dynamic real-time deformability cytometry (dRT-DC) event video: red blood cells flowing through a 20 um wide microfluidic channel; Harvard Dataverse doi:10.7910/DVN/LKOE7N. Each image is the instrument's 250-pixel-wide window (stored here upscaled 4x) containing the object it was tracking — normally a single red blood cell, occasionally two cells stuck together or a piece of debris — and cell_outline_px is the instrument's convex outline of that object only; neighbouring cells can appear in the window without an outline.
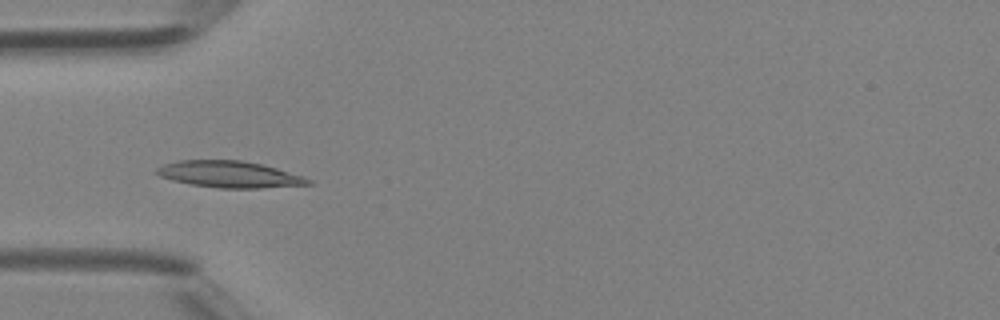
{"species": "Egyptian fruit bat (a non-hibernating species)", "species_latin": "Rousettus aegyptiacus", "temperature_condition": "room temperature", "stored_images_in_passage": 42, "camera_frame_rate_fps": 3000, "um_per_image_px": 0.085, "animal": {"sex": "female"}, "frame": {"image": 1, "passage_image": 13, "time_ms": 4.0, "image_size_px": [1000, 320], "cell_outline_px": [[316, 184], [260, 188], [216, 188], [192, 184], [172, 180], [160, 176], [156, 172], [156, 168], [164, 164], [180, 160], [240, 160], [260, 164], [276, 168], [304, 176], [312, 180]], "centroid_in_image_um": [19.54, 14.82], "position_along_channel_um": 65.5, "area_um2": 23.41}}
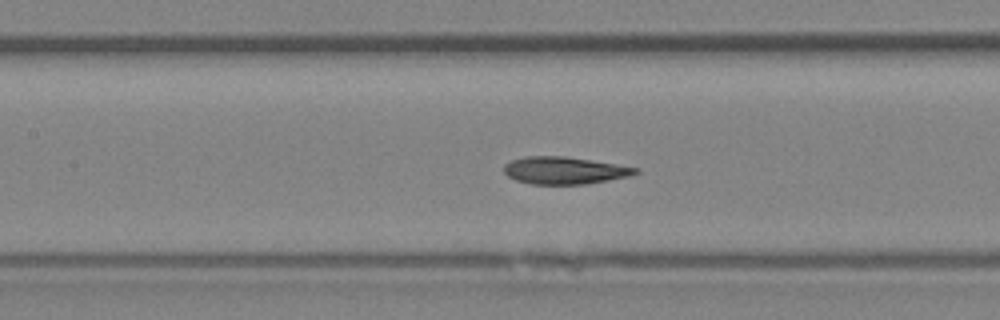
{"frame": {"image": 2, "passage_image": 19, "time_ms": 6.0, "image_size_px": [1000, 320], "cell_outline_px": [[640, 172], [632, 176], [584, 184], [532, 184], [516, 180], [508, 176], [504, 172], [504, 164], [512, 160], [524, 156], [564, 156], [592, 160], [640, 168]], "centroid_in_image_um": [48.0, 14.48], "position_along_channel_um": 159.4, "area_um2": 20.98}}
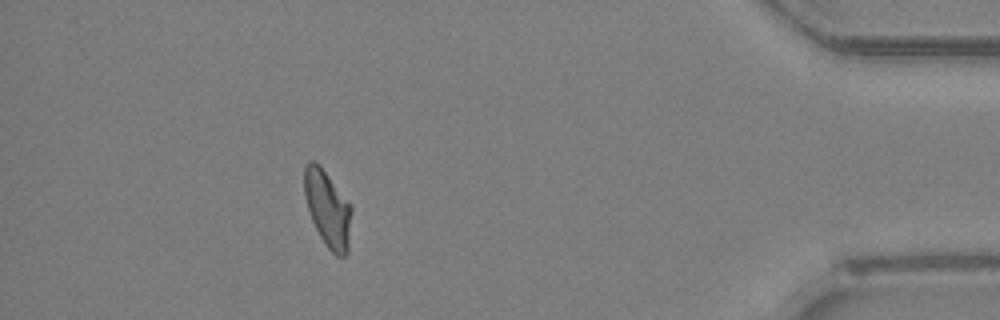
{"frame": {"image": 3, "passage_image": 38, "time_ms": 12.333, "image_size_px": [1000, 320], "cell_outline_px": [[352, 212], [348, 252], [344, 256], [336, 256], [324, 244], [312, 220], [304, 196], [304, 164], [308, 160], [316, 160], [320, 164], [352, 208]], "centroid_in_image_um": [27.84, 17.72], "position_along_channel_um": 407.4, "area_um2": 21.04}}